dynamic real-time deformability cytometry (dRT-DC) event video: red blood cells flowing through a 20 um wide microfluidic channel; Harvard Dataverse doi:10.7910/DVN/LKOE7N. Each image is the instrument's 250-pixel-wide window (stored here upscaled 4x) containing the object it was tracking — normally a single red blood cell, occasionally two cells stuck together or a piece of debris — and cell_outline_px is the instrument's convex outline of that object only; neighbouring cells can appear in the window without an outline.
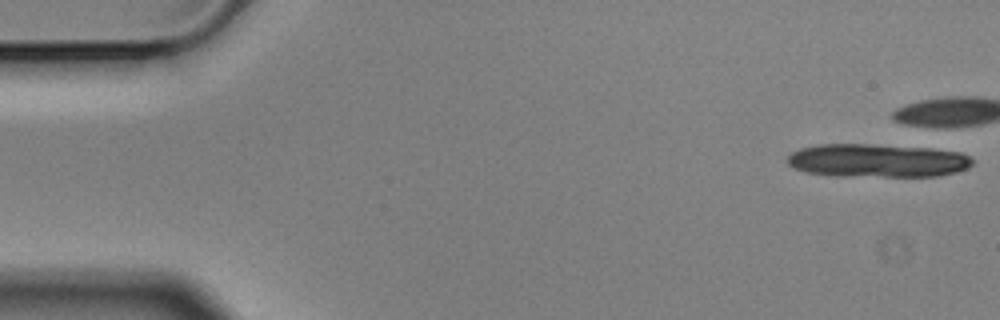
{"species": "Egyptian fruit bat (a non-hibernating species)", "species_latin": "Rousettus aegyptiacus", "temperature_condition": "cold", "stored_images_in_passage": 6, "camera_frame_rate_fps": 3000, "um_per_image_px": 0.085, "animal": {"sex": "male"}, "frame": {"image": 1, "passage_image": 1, "time_ms": 0.0, "image_size_px": [1000, 320], "cell_outline_px": [[972, 164], [968, 168], [956, 172], [940, 176], [836, 176], [804, 172], [788, 164], [788, 156], [792, 152], [800, 148], [820, 144], [868, 144], [932, 148], [960, 152], [968, 156], [972, 160]], "centroid_in_image_um": [74.58, 13.65], "position_along_channel_um": 10.4, "area_um2": 36.07}}
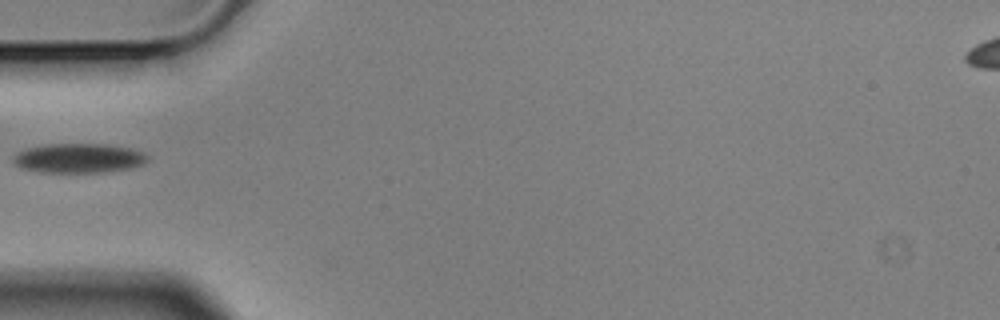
{"frame": {"image": 2, "passage_image": 6, "time_ms": 1.667, "image_size_px": [1000, 320], "cell_outline_px": [[148, 160], [144, 164], [132, 168], [104, 172], [40, 172], [24, 168], [16, 164], [12, 160], [12, 156], [16, 152], [28, 148], [44, 144], [104, 144], [132, 148], [144, 152], [148, 156]], "centroid_in_image_um": [6.72, 13.44], "position_along_channel_um": 78.3, "area_um2": 23.18}}